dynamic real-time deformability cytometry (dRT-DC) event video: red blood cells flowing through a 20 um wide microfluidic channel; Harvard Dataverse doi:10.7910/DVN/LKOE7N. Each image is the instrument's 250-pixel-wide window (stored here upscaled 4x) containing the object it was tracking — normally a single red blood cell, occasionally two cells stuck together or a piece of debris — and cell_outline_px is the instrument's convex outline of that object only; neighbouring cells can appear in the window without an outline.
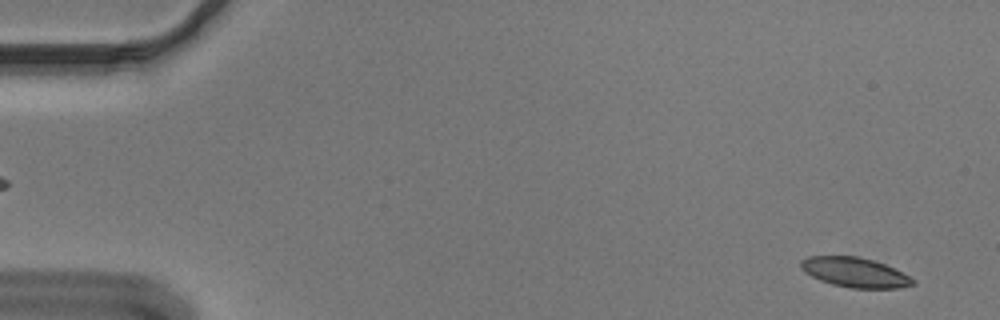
{"species": "Egyptian fruit bat (a non-hibernating species)", "species_latin": "Rousettus aegyptiacus", "temperature_condition": "cold", "stored_images_in_passage": 55, "camera_frame_rate_fps": 3000, "um_per_image_px": 0.085, "animal": {"sex": "male"}, "frame": {"image": 1, "passage_image": 3, "time_ms": 0.667, "image_size_px": [1000, 320], "cell_outline_px": [[916, 284], [900, 288], [852, 288], [832, 284], [820, 280], [804, 272], [800, 268], [800, 260], [808, 256], [860, 256], [884, 264], [916, 280]], "centroid_in_image_um": [72.64, 23.15], "position_along_channel_um": 12.4, "area_um2": 19.36}}
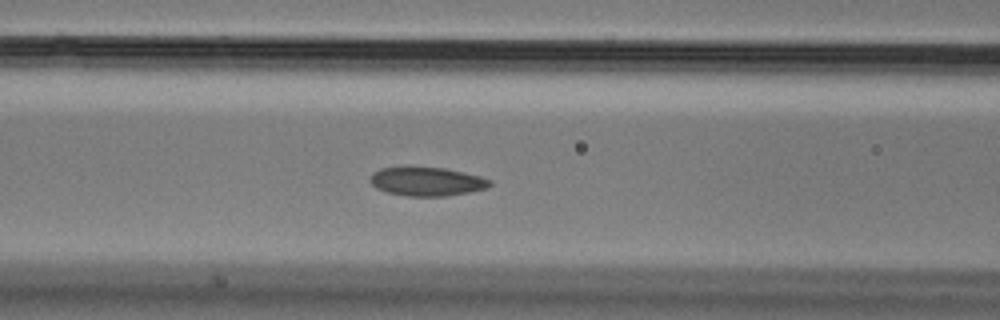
{"frame": {"image": 2, "passage_image": 23, "time_ms": 7.333, "image_size_px": [1000, 320], "cell_outline_px": [[492, 184], [488, 188], [468, 192], [444, 196], [404, 196], [388, 192], [376, 188], [368, 180], [372, 172], [380, 168], [408, 164], [444, 168], [480, 176], [492, 180]], "centroid_in_image_um": [36.22, 15.38], "position_along_channel_um": 130.4, "area_um2": 20.81}}
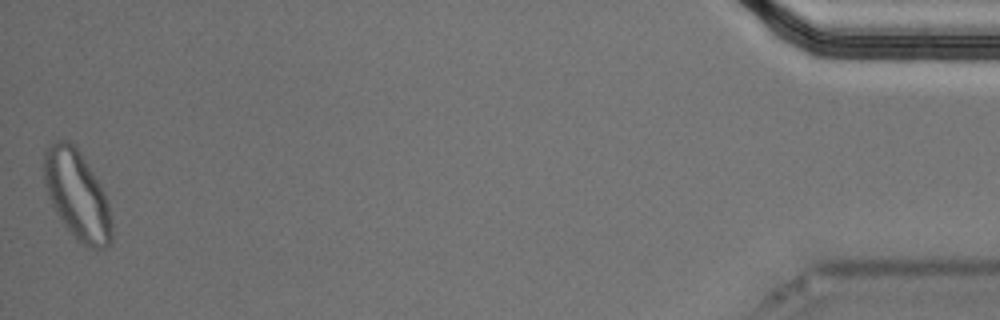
{"frame": {"image": 3, "passage_image": 55, "time_ms": 18.0, "image_size_px": [1000, 320], "cell_outline_px": [[112, 240], [104, 248], [96, 252], [76, 240], [64, 224], [56, 212], [52, 204], [44, 184], [44, 152], [48, 144], [56, 140], [68, 140], [76, 144], [100, 184], [104, 192], [108, 204], [112, 224]], "centroid_in_image_um": [6.56, 16.57], "position_along_channel_um": 428.6, "area_um2": 35.43}, "authors_computed_cell_mechanics": {"area_um2": 20.4612, "velocity_mm_per_s": 3.6316, "shape_relaxation_time_tau1_ms": 4.4601, "shape_relaxation_time_tau2_ms": 2.701, "deformation_change_tau1": 0.1077, "deformation_change_tau2": 0.0653}}